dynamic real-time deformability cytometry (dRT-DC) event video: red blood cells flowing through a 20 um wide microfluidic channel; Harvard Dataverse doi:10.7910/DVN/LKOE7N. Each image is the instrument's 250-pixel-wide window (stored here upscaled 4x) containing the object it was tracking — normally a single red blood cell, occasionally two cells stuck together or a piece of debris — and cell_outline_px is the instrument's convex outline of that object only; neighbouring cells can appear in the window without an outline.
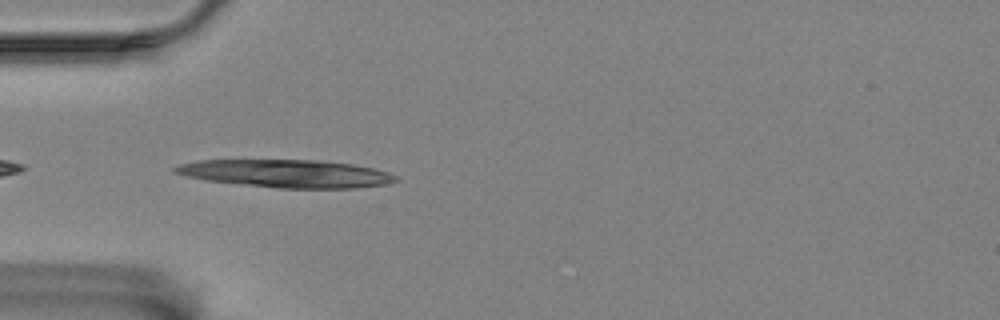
{"species": "Egyptian fruit bat (a non-hibernating species)", "species_latin": "Rousettus aegyptiacus", "temperature_condition": "room temperature", "stored_images_in_passage": 40, "camera_frame_rate_fps": 3000, "um_per_image_px": 0.085, "animal": {"sex": "female"}, "frame": {"image": 1, "passage_image": 2, "time_ms": 0.333, "image_size_px": [1000, 320], "cell_outline_px": [[400, 180], [384, 184], [356, 188], [276, 188], [204, 180], [184, 176], [172, 172], [172, 168], [180, 164], [196, 160], [320, 160], [352, 164], [372, 168], [388, 172], [396, 176]], "centroid_in_image_um": [24.29, 14.75], "position_along_channel_um": 60.7, "area_um2": 35.89}}